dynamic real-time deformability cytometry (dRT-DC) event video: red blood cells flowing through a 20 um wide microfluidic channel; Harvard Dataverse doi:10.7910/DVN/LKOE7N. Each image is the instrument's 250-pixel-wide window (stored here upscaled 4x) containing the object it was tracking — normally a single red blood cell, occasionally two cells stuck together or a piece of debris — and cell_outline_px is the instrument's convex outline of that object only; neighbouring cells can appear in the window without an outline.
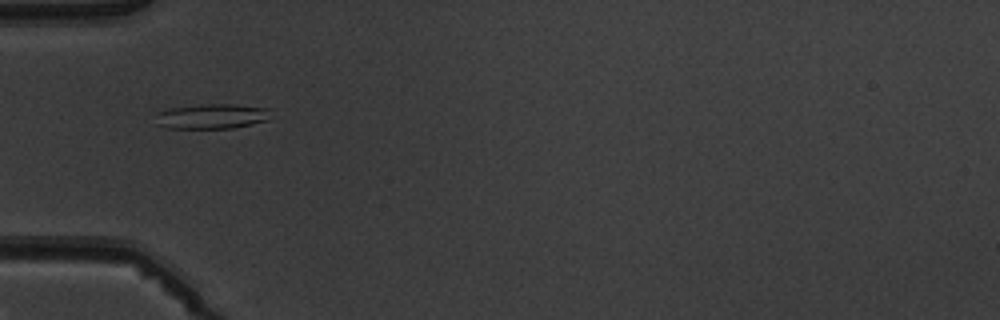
{"species": "common noctule bat (a hibernating species)", "species_latin": "Nyctalus noctula", "temperature_condition": "warm", "stored_images_in_passage": 4, "camera_frame_rate_fps": 3000, "um_per_image_px": 0.085, "animal": {"sex": "male", "body_mass_g": 19.5, "forearm_length_mm": 54.6}, "frame": {"image": 1, "passage_image": 1, "time_ms": 0.0, "image_size_px": [1000, 320], "cell_outline_px": [[272, 108], [268, 120], [252, 124], [232, 128], [164, 128], [156, 124], [156, 112], [168, 108], [200, 104], [236, 104]], "centroid_in_image_um": [18.0, 9.87], "position_along_channel_um": 67.0, "area_um2": 17.11}}
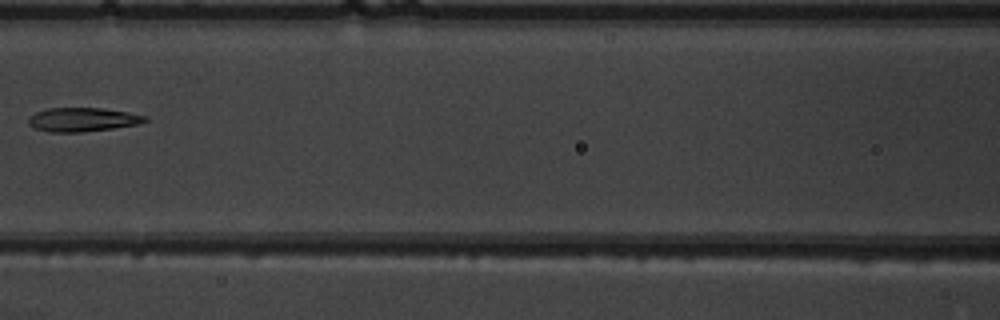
{"frame": {"image": 2, "passage_image": 3, "time_ms": 2.333, "image_size_px": [1000, 320], "cell_outline_px": [[148, 120], [140, 124], [84, 132], [52, 132], [32, 128], [28, 124], [28, 116], [36, 112], [48, 108], [100, 108], [128, 112], [148, 116]], "centroid_in_image_um": [7.01, 10.16], "position_along_channel_um": 159.6, "area_um2": 16.36}}
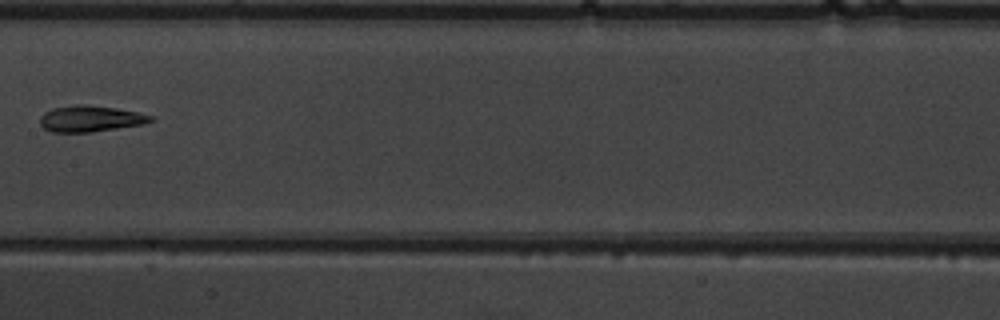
{"frame": {"image": 3, "passage_image": 4, "time_ms": 3.333, "image_size_px": [1000, 320], "cell_outline_px": [[156, 120], [144, 124], [92, 132], [52, 132], [44, 128], [40, 124], [40, 116], [44, 112], [52, 108], [76, 104], [84, 104], [116, 108], [136, 112], [152, 116]], "centroid_in_image_um": [7.67, 10.09], "position_along_channel_um": 199.7, "area_um2": 16.94}}